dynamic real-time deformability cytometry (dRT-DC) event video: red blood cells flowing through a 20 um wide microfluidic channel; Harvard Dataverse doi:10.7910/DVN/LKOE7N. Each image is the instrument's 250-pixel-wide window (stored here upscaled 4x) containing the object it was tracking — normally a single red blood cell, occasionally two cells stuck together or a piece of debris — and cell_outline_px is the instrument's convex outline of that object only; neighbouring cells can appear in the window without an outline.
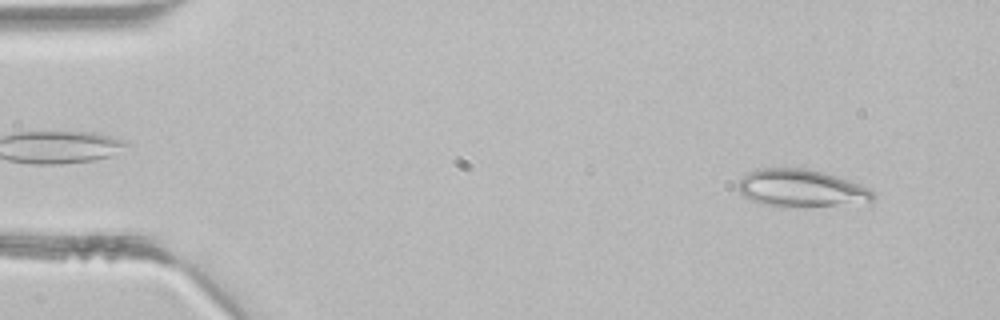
{"species": "common noctule bat (a hibernating species)", "species_latin": "Nyctalus noctula", "temperature_condition": "room temperature", "stored_images_in_passage": 12, "camera_frame_rate_fps": 3000, "um_per_image_px": 0.085, "animal": {"sex": "male", "body_mass_g": 21.5, "forearm_length_mm": 52.0}, "frame": {"image": 1, "passage_image": 3, "time_ms": 0.667, "image_size_px": [1000, 320], "cell_outline_px": [[876, 196], [872, 200], [836, 204], [780, 208], [764, 204], [752, 200], [744, 196], [740, 192], [740, 180], [748, 172], [760, 168], [804, 168], [824, 172], [872, 188]], "centroid_in_image_um": [68.09, 15.99], "position_along_channel_um": 16.9, "area_um2": 29.13}}